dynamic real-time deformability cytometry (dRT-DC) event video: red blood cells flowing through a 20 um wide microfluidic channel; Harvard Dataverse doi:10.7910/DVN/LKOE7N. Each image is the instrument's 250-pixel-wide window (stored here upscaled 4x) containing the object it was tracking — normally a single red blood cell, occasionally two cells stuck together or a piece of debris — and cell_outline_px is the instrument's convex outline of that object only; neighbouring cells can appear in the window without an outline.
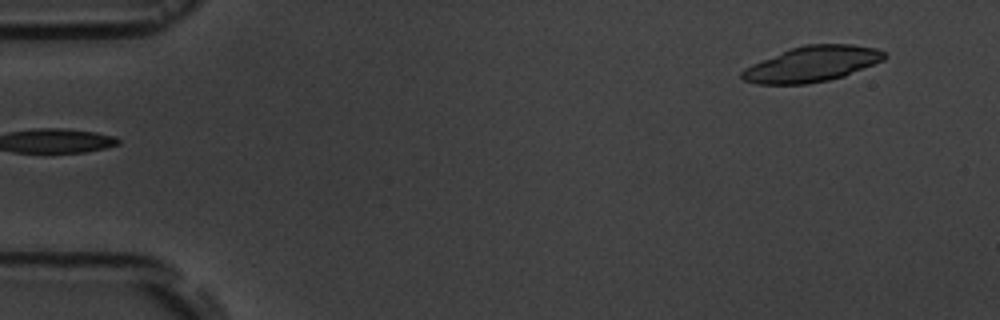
{"species": "common noctule bat (a hibernating species)", "species_latin": "Nyctalus noctula", "temperature_condition": "room temperature", "stored_images_in_passage": 3, "segment_of_instrument_passage": [2, 2], "camera_frame_rate_fps": 3000, "um_per_image_px": 0.085, "animal": {"sex": "male", "body_mass_g": 19.5, "forearm_length_mm": 54.6}, "frame": {"image": 1, "passage_image": 3, "time_ms": 2.333, "image_size_px": [1000, 320], "cell_outline_px": [[888, 56], [884, 60], [844, 76], [828, 80], [808, 84], [756, 84], [744, 80], [740, 76], [740, 72], [744, 68], [752, 64], [788, 48], [804, 44], [852, 44], [876, 48], [884, 52]], "centroid_in_image_um": [69.01, 5.43], "position_along_channel_um": 16.0, "area_um2": 29.71}}